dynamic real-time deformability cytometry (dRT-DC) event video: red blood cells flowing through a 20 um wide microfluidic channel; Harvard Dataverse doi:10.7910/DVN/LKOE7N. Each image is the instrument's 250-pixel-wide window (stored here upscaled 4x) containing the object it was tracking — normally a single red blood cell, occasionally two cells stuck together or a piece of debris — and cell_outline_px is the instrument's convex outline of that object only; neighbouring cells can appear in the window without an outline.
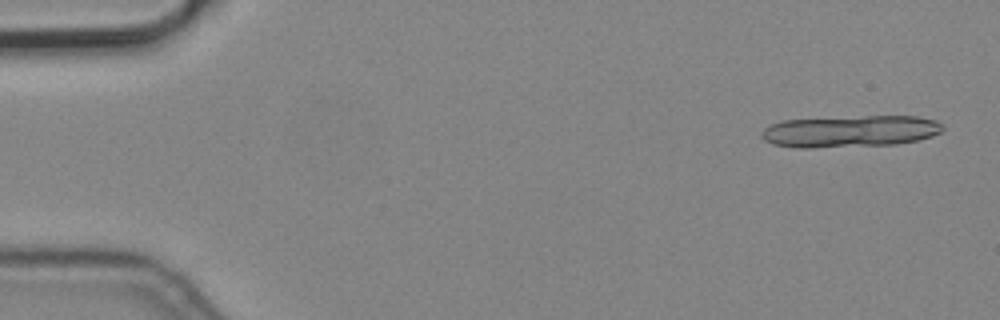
{"species": "common noctule bat (a hibernating species)", "species_latin": "Nyctalus noctula", "temperature_condition": "cold", "stored_images_in_passage": 4, "segment_of_instrument_passage": [1, 2], "camera_frame_rate_fps": 3000, "um_per_image_px": 0.085, "animal": {"sex": "male", "body_mass_g": 19.2, "forearm_length_mm": 51.8}, "frame": {"image": 1, "passage_image": 1, "time_ms": 0.0, "image_size_px": [1000, 320], "cell_outline_px": [[944, 128], [940, 132], [932, 136], [920, 140], [896, 144], [812, 148], [796, 148], [772, 144], [764, 140], [760, 136], [760, 132], [764, 128], [780, 120], [864, 116], [916, 116], [936, 120], [944, 124]], "centroid_in_image_um": [72.25, 11.16], "position_along_channel_um": 12.7, "area_um2": 33.93}}